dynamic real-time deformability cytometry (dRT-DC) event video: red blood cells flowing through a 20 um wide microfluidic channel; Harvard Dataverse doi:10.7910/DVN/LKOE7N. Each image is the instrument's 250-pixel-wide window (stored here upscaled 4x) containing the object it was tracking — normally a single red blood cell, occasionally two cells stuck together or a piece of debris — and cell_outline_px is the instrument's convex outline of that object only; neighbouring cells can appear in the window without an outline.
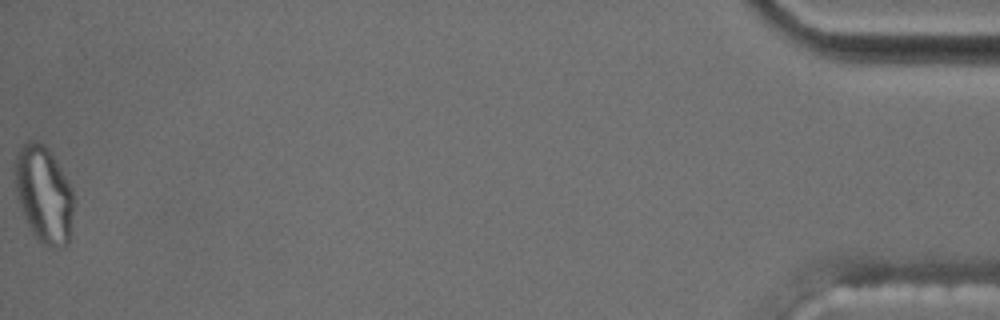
{"species": "common noctule bat (a hibernating species)", "species_latin": "Nyctalus noctula", "temperature_condition": "cold", "stored_images_in_passage": 57, "segment_of_instrument_passage": [2, 2], "camera_frame_rate_fps": 3000, "um_per_image_px": 0.085, "animal": {"sex": "male", "body_mass_g": 17.5, "forearm_length_mm": 52.3}, "frame": {"image": 1, "passage_image": 57, "time_ms": 18.667, "image_size_px": [1000, 320], "cell_outline_px": [[76, 200], [68, 244], [60, 248], [56, 248], [40, 244], [32, 232], [20, 208], [16, 196], [12, 172], [16, 156], [20, 148], [28, 140], [40, 140], [44, 144], [68, 180], [72, 188]], "centroid_in_image_um": [3.72, 16.54], "position_along_channel_um": 431.5, "area_um2": 33.93}}